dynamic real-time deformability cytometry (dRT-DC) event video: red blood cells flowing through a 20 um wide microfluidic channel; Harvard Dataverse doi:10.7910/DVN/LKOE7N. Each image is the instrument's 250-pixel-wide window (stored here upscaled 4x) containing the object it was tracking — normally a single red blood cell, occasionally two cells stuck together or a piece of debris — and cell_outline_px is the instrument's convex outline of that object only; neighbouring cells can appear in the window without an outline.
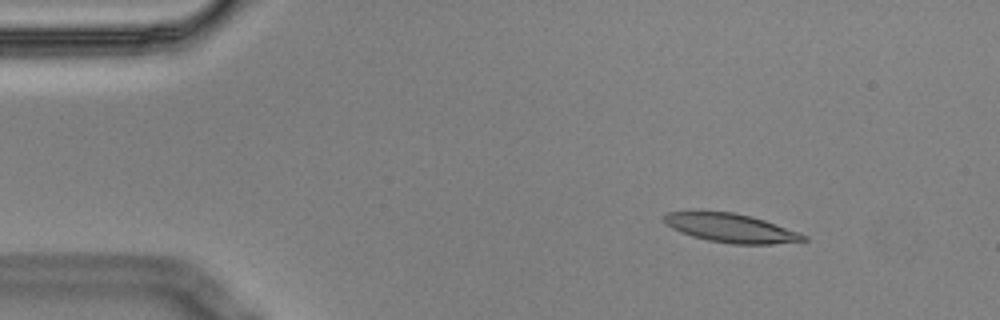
{"species": "Egyptian fruit bat (a non-hibernating species)", "species_latin": "Rousettus aegyptiacus", "temperature_condition": "cold", "stored_images_in_passage": 7, "camera_frame_rate_fps": 3000, "um_per_image_px": 0.085, "animal": {"sex": "male"}, "frame": {"image": 1, "passage_image": 1, "time_ms": 0.0, "image_size_px": [1000, 320], "cell_outline_px": [[808, 240], [772, 244], [732, 244], [708, 240], [692, 236], [680, 232], [664, 224], [664, 216], [668, 212], [732, 212], [752, 216], [764, 220], [808, 236]], "centroid_in_image_um": [62.12, 19.39], "position_along_channel_um": 22.9, "area_um2": 23.06}}
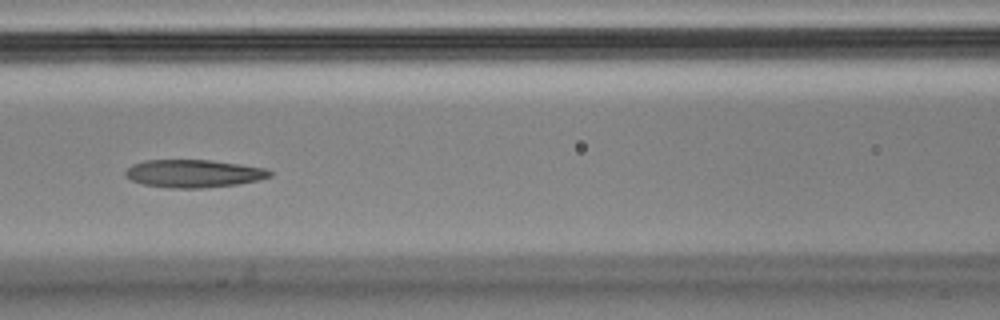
{"frame": {"image": 2, "passage_image": 6, "time_ms": 1.667, "image_size_px": [1000, 320], "cell_outline_px": [[272, 176], [256, 180], [236, 184], [204, 188], [168, 188], [144, 184], [132, 180], [124, 176], [124, 172], [132, 164], [144, 160], [212, 160], [240, 164], [264, 168], [272, 172]], "centroid_in_image_um": [16.42, 14.74], "position_along_channel_um": 150.2, "area_um2": 23.35}}
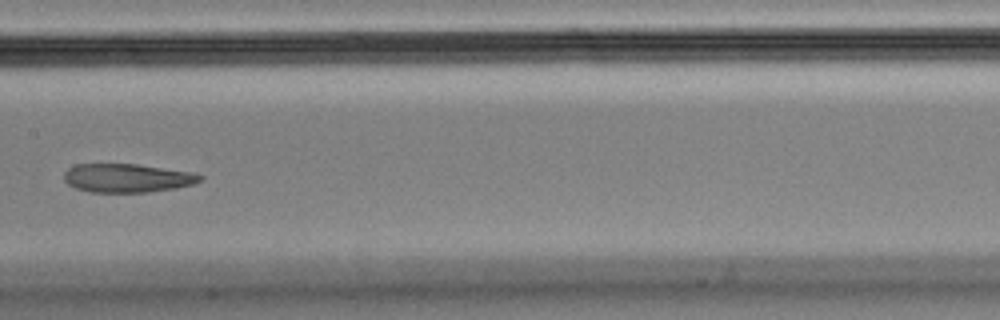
{"frame": {"image": 3, "passage_image": 7, "time_ms": 2.0, "image_size_px": [1000, 320], "cell_outline_px": [[204, 180], [192, 184], [176, 188], [148, 192], [92, 192], [76, 188], [68, 184], [64, 180], [64, 172], [68, 168], [76, 164], [136, 164], [192, 172], [204, 176]], "centroid_in_image_um": [10.82, 15.13], "position_along_channel_um": 196.6, "area_um2": 22.72}}